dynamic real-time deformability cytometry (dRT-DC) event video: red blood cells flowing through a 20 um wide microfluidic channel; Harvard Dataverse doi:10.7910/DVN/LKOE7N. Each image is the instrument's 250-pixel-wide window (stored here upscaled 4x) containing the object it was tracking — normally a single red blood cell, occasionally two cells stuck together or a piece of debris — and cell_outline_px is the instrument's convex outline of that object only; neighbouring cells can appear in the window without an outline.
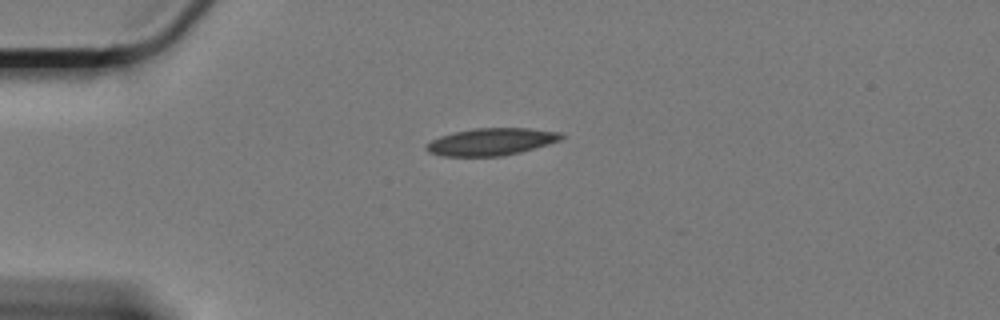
{"species": "Egyptian fruit bat (a non-hibernating species)", "species_latin": "Rousettus aegyptiacus", "temperature_condition": "cold", "stored_images_in_passage": 43, "camera_frame_rate_fps": 3000, "um_per_image_px": 0.085, "animal": {"sex": "female"}, "frame": {"image": 1, "passage_image": 1, "time_ms": 0.0, "image_size_px": [1000, 320], "cell_outline_px": [[564, 136], [560, 140], [520, 152], [500, 156], [444, 156], [428, 152], [424, 148], [432, 140], [440, 136], [472, 128], [528, 128], [564, 132]], "centroid_in_image_um": [41.77, 12.04], "position_along_channel_um": 43.2, "area_um2": 21.27}}
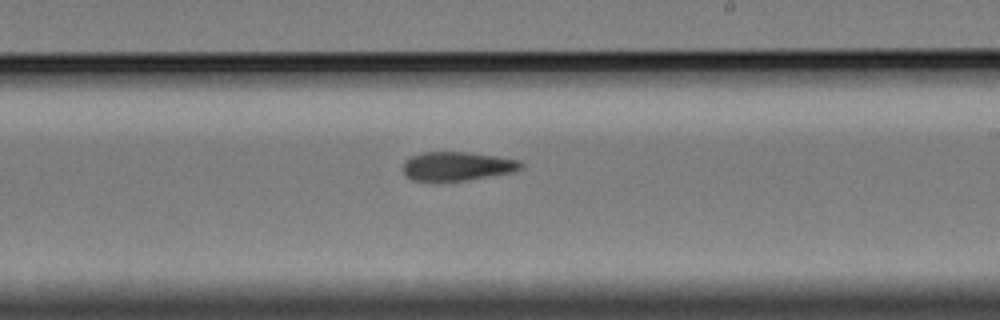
{"frame": {"image": 2, "passage_image": 22, "time_ms": 7.0, "image_size_px": [1000, 320], "cell_outline_px": [[524, 164], [520, 168], [512, 172], [464, 180], [412, 180], [404, 176], [404, 160], [412, 156], [424, 152], [468, 152], [496, 156], [520, 160]], "centroid_in_image_um": [38.85, 14.11], "position_along_channel_um": 250.2, "area_um2": 19.54}}
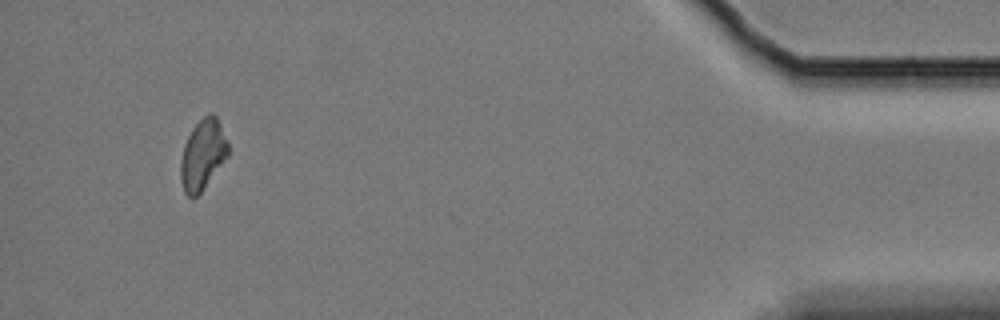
{"frame": {"image": 3, "passage_image": 43, "time_ms": 14.0, "image_size_px": [1000, 320], "cell_outline_px": [[228, 156], [204, 188], [196, 196], [188, 196], [184, 192], [180, 180], [180, 160], [184, 144], [192, 128], [208, 112], [212, 112], [216, 116], [228, 140]], "centroid_in_image_um": [17.23, 13.13], "position_along_channel_um": 418.0, "area_um2": 19.48}, "authors_computed_cell_mechanics": {"area_um2": 20.5768, "velocity_mm_per_s": 3.3092, "shape_relaxation_time_tau1_ms": 5.2124, "shape_relaxation_time_tau2_ms": 9.9648, "deformation_change_tau1": 0.1251, "deformation_change_tau2": 0.1768}}